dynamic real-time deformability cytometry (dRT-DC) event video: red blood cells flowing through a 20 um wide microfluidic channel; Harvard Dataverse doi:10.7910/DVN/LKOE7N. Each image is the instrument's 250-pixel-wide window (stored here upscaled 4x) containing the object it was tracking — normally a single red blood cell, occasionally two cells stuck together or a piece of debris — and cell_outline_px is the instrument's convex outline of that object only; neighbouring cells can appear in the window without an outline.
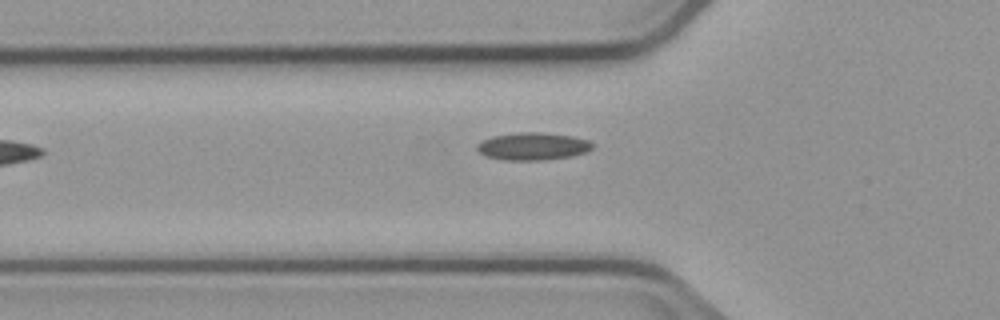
{"species": "common noctule bat (a hibernating species)", "species_latin": "Nyctalus noctula", "temperature_condition": "cold", "stored_images_in_passage": 7, "camera_frame_rate_fps": 3000, "um_per_image_px": 0.085, "animal": {"sex": "male", "body_mass_g": 23.1, "forearm_length_mm": 52.7}, "frame": {"image": 1, "passage_image": 7, "time_ms": 7.333, "image_size_px": [1000, 320], "cell_outline_px": [[592, 148], [584, 152], [572, 156], [544, 160], [504, 160], [484, 156], [476, 148], [476, 144], [492, 136], [520, 132], [544, 132], [572, 136], [588, 140], [592, 144]], "centroid_in_image_um": [45.26, 12.43], "position_along_channel_um": 80.5, "area_um2": 18.5}}